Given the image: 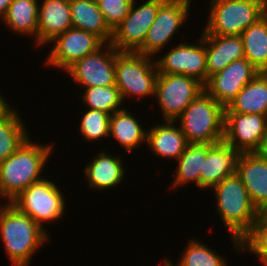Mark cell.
Instances as JSON below:
<instances>
[{
    "label": "cell",
    "instance_id": "cell-1",
    "mask_svg": "<svg viewBox=\"0 0 267 266\" xmlns=\"http://www.w3.org/2000/svg\"><path fill=\"white\" fill-rule=\"evenodd\" d=\"M52 146L32 143L28 138L13 154L0 163V196L9 200L43 179L40 177L52 152Z\"/></svg>",
    "mask_w": 267,
    "mask_h": 266
},
{
    "label": "cell",
    "instance_id": "cell-2",
    "mask_svg": "<svg viewBox=\"0 0 267 266\" xmlns=\"http://www.w3.org/2000/svg\"><path fill=\"white\" fill-rule=\"evenodd\" d=\"M213 191L217 200V212L230 232L237 250L242 252L241 241L253 229L258 219V210L253 206L237 174L224 178L213 187Z\"/></svg>",
    "mask_w": 267,
    "mask_h": 266
},
{
    "label": "cell",
    "instance_id": "cell-3",
    "mask_svg": "<svg viewBox=\"0 0 267 266\" xmlns=\"http://www.w3.org/2000/svg\"><path fill=\"white\" fill-rule=\"evenodd\" d=\"M0 236L15 266H28L34 251L48 239L44 228L8 202L0 207Z\"/></svg>",
    "mask_w": 267,
    "mask_h": 266
},
{
    "label": "cell",
    "instance_id": "cell-4",
    "mask_svg": "<svg viewBox=\"0 0 267 266\" xmlns=\"http://www.w3.org/2000/svg\"><path fill=\"white\" fill-rule=\"evenodd\" d=\"M177 120L188 144H217L223 141L225 107L206 91L193 100Z\"/></svg>",
    "mask_w": 267,
    "mask_h": 266
},
{
    "label": "cell",
    "instance_id": "cell-5",
    "mask_svg": "<svg viewBox=\"0 0 267 266\" xmlns=\"http://www.w3.org/2000/svg\"><path fill=\"white\" fill-rule=\"evenodd\" d=\"M202 35H240L266 14L267 0H211Z\"/></svg>",
    "mask_w": 267,
    "mask_h": 266
},
{
    "label": "cell",
    "instance_id": "cell-6",
    "mask_svg": "<svg viewBox=\"0 0 267 266\" xmlns=\"http://www.w3.org/2000/svg\"><path fill=\"white\" fill-rule=\"evenodd\" d=\"M150 59V56L137 52L116 54L115 85L120 90L123 102L126 98L135 95L142 98L149 95L155 96L158 69L156 62Z\"/></svg>",
    "mask_w": 267,
    "mask_h": 266
},
{
    "label": "cell",
    "instance_id": "cell-7",
    "mask_svg": "<svg viewBox=\"0 0 267 266\" xmlns=\"http://www.w3.org/2000/svg\"><path fill=\"white\" fill-rule=\"evenodd\" d=\"M62 192L54 182L42 179L23 190L10 203L43 228L44 222L58 220L64 214Z\"/></svg>",
    "mask_w": 267,
    "mask_h": 266
},
{
    "label": "cell",
    "instance_id": "cell-8",
    "mask_svg": "<svg viewBox=\"0 0 267 266\" xmlns=\"http://www.w3.org/2000/svg\"><path fill=\"white\" fill-rule=\"evenodd\" d=\"M204 91V84L196 78L158 73L155 97L165 121L176 122L186 107Z\"/></svg>",
    "mask_w": 267,
    "mask_h": 266
},
{
    "label": "cell",
    "instance_id": "cell-9",
    "mask_svg": "<svg viewBox=\"0 0 267 266\" xmlns=\"http://www.w3.org/2000/svg\"><path fill=\"white\" fill-rule=\"evenodd\" d=\"M135 1L133 0L128 15L112 31L110 44L118 52H137L142 47L159 5L164 0H147L138 8Z\"/></svg>",
    "mask_w": 267,
    "mask_h": 266
},
{
    "label": "cell",
    "instance_id": "cell-10",
    "mask_svg": "<svg viewBox=\"0 0 267 266\" xmlns=\"http://www.w3.org/2000/svg\"><path fill=\"white\" fill-rule=\"evenodd\" d=\"M190 0H164L156 18L147 32L142 47L137 53L153 58L174 37L178 28L187 20Z\"/></svg>",
    "mask_w": 267,
    "mask_h": 266
},
{
    "label": "cell",
    "instance_id": "cell-11",
    "mask_svg": "<svg viewBox=\"0 0 267 266\" xmlns=\"http://www.w3.org/2000/svg\"><path fill=\"white\" fill-rule=\"evenodd\" d=\"M197 45L180 43L155 61L158 73L181 74L207 83L206 41L203 36Z\"/></svg>",
    "mask_w": 267,
    "mask_h": 266
},
{
    "label": "cell",
    "instance_id": "cell-12",
    "mask_svg": "<svg viewBox=\"0 0 267 266\" xmlns=\"http://www.w3.org/2000/svg\"><path fill=\"white\" fill-rule=\"evenodd\" d=\"M267 133V116L225 113L223 141L234 149L258 152Z\"/></svg>",
    "mask_w": 267,
    "mask_h": 266
},
{
    "label": "cell",
    "instance_id": "cell-13",
    "mask_svg": "<svg viewBox=\"0 0 267 266\" xmlns=\"http://www.w3.org/2000/svg\"><path fill=\"white\" fill-rule=\"evenodd\" d=\"M109 46V47H108ZM76 61L66 71L82 87L115 85V60L118 51L109 43Z\"/></svg>",
    "mask_w": 267,
    "mask_h": 266
},
{
    "label": "cell",
    "instance_id": "cell-14",
    "mask_svg": "<svg viewBox=\"0 0 267 266\" xmlns=\"http://www.w3.org/2000/svg\"><path fill=\"white\" fill-rule=\"evenodd\" d=\"M52 42L54 45L46 59L47 64L65 71L76 61L105 45L95 34L73 27L58 35Z\"/></svg>",
    "mask_w": 267,
    "mask_h": 266
},
{
    "label": "cell",
    "instance_id": "cell-15",
    "mask_svg": "<svg viewBox=\"0 0 267 266\" xmlns=\"http://www.w3.org/2000/svg\"><path fill=\"white\" fill-rule=\"evenodd\" d=\"M260 73L246 58L233 61L212 75L204 85L205 91L219 104L227 107L242 88Z\"/></svg>",
    "mask_w": 267,
    "mask_h": 266
},
{
    "label": "cell",
    "instance_id": "cell-16",
    "mask_svg": "<svg viewBox=\"0 0 267 266\" xmlns=\"http://www.w3.org/2000/svg\"><path fill=\"white\" fill-rule=\"evenodd\" d=\"M242 152L226 142L208 144L203 172H200V188H213L224 178L236 174Z\"/></svg>",
    "mask_w": 267,
    "mask_h": 266
},
{
    "label": "cell",
    "instance_id": "cell-17",
    "mask_svg": "<svg viewBox=\"0 0 267 266\" xmlns=\"http://www.w3.org/2000/svg\"><path fill=\"white\" fill-rule=\"evenodd\" d=\"M244 184L253 206L267 204V159L259 152L242 153L236 173Z\"/></svg>",
    "mask_w": 267,
    "mask_h": 266
},
{
    "label": "cell",
    "instance_id": "cell-18",
    "mask_svg": "<svg viewBox=\"0 0 267 266\" xmlns=\"http://www.w3.org/2000/svg\"><path fill=\"white\" fill-rule=\"evenodd\" d=\"M72 27L69 0H43L38 12L36 46L51 43Z\"/></svg>",
    "mask_w": 267,
    "mask_h": 266
},
{
    "label": "cell",
    "instance_id": "cell-19",
    "mask_svg": "<svg viewBox=\"0 0 267 266\" xmlns=\"http://www.w3.org/2000/svg\"><path fill=\"white\" fill-rule=\"evenodd\" d=\"M206 41L207 81L233 61L244 58L240 35H201Z\"/></svg>",
    "mask_w": 267,
    "mask_h": 266
},
{
    "label": "cell",
    "instance_id": "cell-20",
    "mask_svg": "<svg viewBox=\"0 0 267 266\" xmlns=\"http://www.w3.org/2000/svg\"><path fill=\"white\" fill-rule=\"evenodd\" d=\"M225 113L267 116V72H260L225 107Z\"/></svg>",
    "mask_w": 267,
    "mask_h": 266
},
{
    "label": "cell",
    "instance_id": "cell-21",
    "mask_svg": "<svg viewBox=\"0 0 267 266\" xmlns=\"http://www.w3.org/2000/svg\"><path fill=\"white\" fill-rule=\"evenodd\" d=\"M73 28L95 34L105 44L110 43L112 30L108 27L96 0H69Z\"/></svg>",
    "mask_w": 267,
    "mask_h": 266
},
{
    "label": "cell",
    "instance_id": "cell-22",
    "mask_svg": "<svg viewBox=\"0 0 267 266\" xmlns=\"http://www.w3.org/2000/svg\"><path fill=\"white\" fill-rule=\"evenodd\" d=\"M165 122L147 131L146 143L157 156L177 160L185 151L188 142L180 126L175 127V121Z\"/></svg>",
    "mask_w": 267,
    "mask_h": 266
},
{
    "label": "cell",
    "instance_id": "cell-23",
    "mask_svg": "<svg viewBox=\"0 0 267 266\" xmlns=\"http://www.w3.org/2000/svg\"><path fill=\"white\" fill-rule=\"evenodd\" d=\"M85 173L90 187L106 190L123 181L125 169L120 157L111 156L103 150L88 166L86 165Z\"/></svg>",
    "mask_w": 267,
    "mask_h": 266
},
{
    "label": "cell",
    "instance_id": "cell-24",
    "mask_svg": "<svg viewBox=\"0 0 267 266\" xmlns=\"http://www.w3.org/2000/svg\"><path fill=\"white\" fill-rule=\"evenodd\" d=\"M111 135L130 153L146 142L147 130L124 108L110 115L109 136Z\"/></svg>",
    "mask_w": 267,
    "mask_h": 266
},
{
    "label": "cell",
    "instance_id": "cell-25",
    "mask_svg": "<svg viewBox=\"0 0 267 266\" xmlns=\"http://www.w3.org/2000/svg\"><path fill=\"white\" fill-rule=\"evenodd\" d=\"M244 58L260 72H267V6L266 14L240 34Z\"/></svg>",
    "mask_w": 267,
    "mask_h": 266
},
{
    "label": "cell",
    "instance_id": "cell-26",
    "mask_svg": "<svg viewBox=\"0 0 267 266\" xmlns=\"http://www.w3.org/2000/svg\"><path fill=\"white\" fill-rule=\"evenodd\" d=\"M39 5L37 0H13L2 21L20 35L33 36L37 44Z\"/></svg>",
    "mask_w": 267,
    "mask_h": 266
},
{
    "label": "cell",
    "instance_id": "cell-27",
    "mask_svg": "<svg viewBox=\"0 0 267 266\" xmlns=\"http://www.w3.org/2000/svg\"><path fill=\"white\" fill-rule=\"evenodd\" d=\"M208 144H188L178 160L176 179L173 188L195 181L200 188V172H203V159H206Z\"/></svg>",
    "mask_w": 267,
    "mask_h": 266
},
{
    "label": "cell",
    "instance_id": "cell-28",
    "mask_svg": "<svg viewBox=\"0 0 267 266\" xmlns=\"http://www.w3.org/2000/svg\"><path fill=\"white\" fill-rule=\"evenodd\" d=\"M25 127L15 108L0 119V163L13 154L30 137Z\"/></svg>",
    "mask_w": 267,
    "mask_h": 266
},
{
    "label": "cell",
    "instance_id": "cell-29",
    "mask_svg": "<svg viewBox=\"0 0 267 266\" xmlns=\"http://www.w3.org/2000/svg\"><path fill=\"white\" fill-rule=\"evenodd\" d=\"M85 89V93L82 94V100L89 109L101 110L110 115L124 109L122 104L124 102L116 85L96 86Z\"/></svg>",
    "mask_w": 267,
    "mask_h": 266
},
{
    "label": "cell",
    "instance_id": "cell-30",
    "mask_svg": "<svg viewBox=\"0 0 267 266\" xmlns=\"http://www.w3.org/2000/svg\"><path fill=\"white\" fill-rule=\"evenodd\" d=\"M170 266H227L226 260L198 240H190L176 265L171 260Z\"/></svg>",
    "mask_w": 267,
    "mask_h": 266
},
{
    "label": "cell",
    "instance_id": "cell-31",
    "mask_svg": "<svg viewBox=\"0 0 267 266\" xmlns=\"http://www.w3.org/2000/svg\"><path fill=\"white\" fill-rule=\"evenodd\" d=\"M110 114L89 109L81 118L80 133L88 141H98L109 136Z\"/></svg>",
    "mask_w": 267,
    "mask_h": 266
},
{
    "label": "cell",
    "instance_id": "cell-32",
    "mask_svg": "<svg viewBox=\"0 0 267 266\" xmlns=\"http://www.w3.org/2000/svg\"><path fill=\"white\" fill-rule=\"evenodd\" d=\"M247 249L258 256L263 265L267 262V225L259 218L251 232L241 241V250L246 252Z\"/></svg>",
    "mask_w": 267,
    "mask_h": 266
},
{
    "label": "cell",
    "instance_id": "cell-33",
    "mask_svg": "<svg viewBox=\"0 0 267 266\" xmlns=\"http://www.w3.org/2000/svg\"><path fill=\"white\" fill-rule=\"evenodd\" d=\"M106 24L113 31L128 15L133 0H96Z\"/></svg>",
    "mask_w": 267,
    "mask_h": 266
},
{
    "label": "cell",
    "instance_id": "cell-34",
    "mask_svg": "<svg viewBox=\"0 0 267 266\" xmlns=\"http://www.w3.org/2000/svg\"><path fill=\"white\" fill-rule=\"evenodd\" d=\"M12 110H13V108L11 109V107L8 105V103H6L5 97L3 98L2 95L0 94V119L4 118Z\"/></svg>",
    "mask_w": 267,
    "mask_h": 266
},
{
    "label": "cell",
    "instance_id": "cell-35",
    "mask_svg": "<svg viewBox=\"0 0 267 266\" xmlns=\"http://www.w3.org/2000/svg\"><path fill=\"white\" fill-rule=\"evenodd\" d=\"M13 0H0V19H2Z\"/></svg>",
    "mask_w": 267,
    "mask_h": 266
},
{
    "label": "cell",
    "instance_id": "cell-36",
    "mask_svg": "<svg viewBox=\"0 0 267 266\" xmlns=\"http://www.w3.org/2000/svg\"><path fill=\"white\" fill-rule=\"evenodd\" d=\"M258 218L267 225V204L258 210Z\"/></svg>",
    "mask_w": 267,
    "mask_h": 266
},
{
    "label": "cell",
    "instance_id": "cell-37",
    "mask_svg": "<svg viewBox=\"0 0 267 266\" xmlns=\"http://www.w3.org/2000/svg\"><path fill=\"white\" fill-rule=\"evenodd\" d=\"M258 152L267 159V133L264 137L262 146Z\"/></svg>",
    "mask_w": 267,
    "mask_h": 266
},
{
    "label": "cell",
    "instance_id": "cell-38",
    "mask_svg": "<svg viewBox=\"0 0 267 266\" xmlns=\"http://www.w3.org/2000/svg\"><path fill=\"white\" fill-rule=\"evenodd\" d=\"M164 266H168V262L165 260Z\"/></svg>",
    "mask_w": 267,
    "mask_h": 266
}]
</instances>
